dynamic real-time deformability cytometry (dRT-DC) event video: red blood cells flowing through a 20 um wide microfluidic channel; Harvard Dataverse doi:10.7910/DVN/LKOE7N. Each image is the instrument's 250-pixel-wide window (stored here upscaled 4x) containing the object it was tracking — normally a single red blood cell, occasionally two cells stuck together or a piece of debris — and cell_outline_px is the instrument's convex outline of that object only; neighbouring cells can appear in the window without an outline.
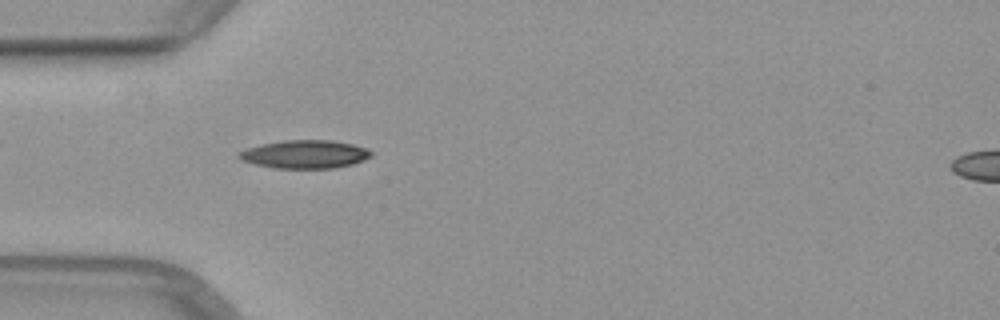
{"species": "common noctule bat (a hibernating species)", "species_latin": "Nyctalus noctula", "temperature_condition": "warm", "stored_images_in_passage": 50, "camera_frame_rate_fps": 3000, "um_per_image_px": 0.085, "animal": {"sex": "female", "body_mass_g": 29.2, "forearm_length_mm": 56.3}, "frame": {"image": 1, "passage_image": 15, "time_ms": 4.667, "image_size_px": [1000, 320], "cell_outline_px": [[372, 156], [364, 160], [352, 164], [336, 168], [272, 168], [240, 160], [236, 156], [240, 152], [248, 148], [260, 144], [284, 140], [332, 140], [352, 144], [368, 148], [372, 152]], "centroid_in_image_um": [25.93, 13.11], "position_along_channel_um": 59.1, "area_um2": 21.85}}
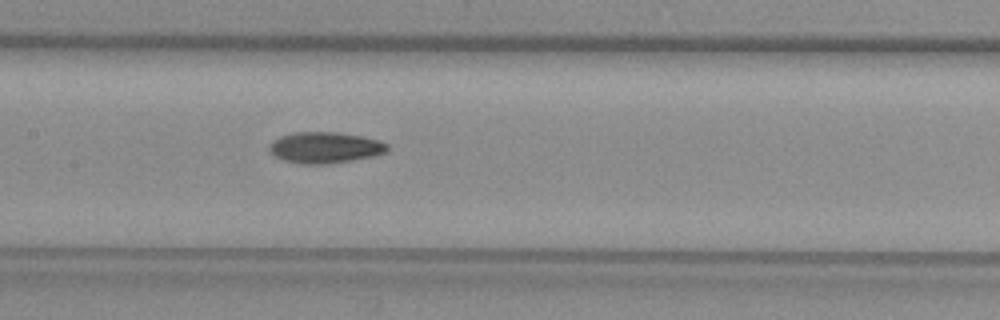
{"frame": {"image": 2, "passage_image": 24, "time_ms": 7.667, "image_size_px": [1000, 320], "cell_outline_px": [[388, 152], [372, 156], [352, 160], [328, 164], [300, 164], [284, 160], [276, 156], [268, 148], [280, 136], [292, 132], [336, 132], [364, 136], [388, 144]], "centroid_in_image_um": [27.65, 12.54], "position_along_channel_um": 179.7, "area_um2": 21.27}}
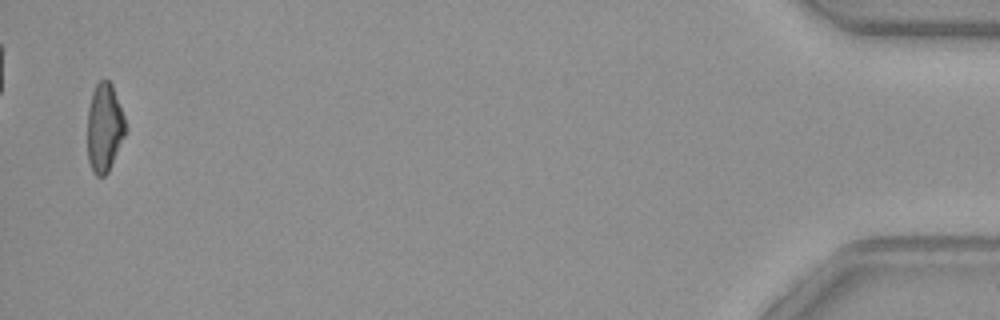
{"frame": {"image": 3, "passage_image": 49, "time_ms": 16.0, "image_size_px": [1000, 320], "cell_outline_px": [[128, 128], [108, 172], [104, 176], [96, 176], [92, 172], [88, 160], [88, 108], [92, 92], [96, 84], [104, 76], [112, 84], [124, 116]], "centroid_in_image_um": [8.88, 10.83], "position_along_channel_um": 426.3, "area_um2": 19.83}}